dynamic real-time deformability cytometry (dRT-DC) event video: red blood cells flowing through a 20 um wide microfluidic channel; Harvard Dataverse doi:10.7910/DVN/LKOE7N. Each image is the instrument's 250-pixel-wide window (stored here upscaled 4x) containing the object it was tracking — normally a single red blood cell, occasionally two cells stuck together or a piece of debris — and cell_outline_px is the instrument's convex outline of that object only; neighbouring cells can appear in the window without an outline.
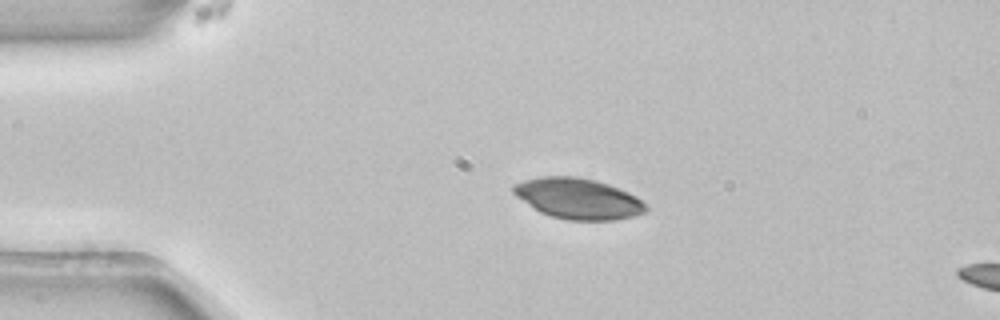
{"species": "common noctule bat (a hibernating species)", "species_latin": "Nyctalus noctula", "temperature_condition": "room temperature", "stored_images_in_passage": 2, "camera_frame_rate_fps": 3000, "um_per_image_px": 0.085, "animal": {"sex": "female", "body_mass_g": 22.7, "forearm_length_mm": 54.2}, "frame": {"image": 1, "passage_image": 1, "time_ms": 0.0, "image_size_px": [1000, 320], "cell_outline_px": [[648, 208], [644, 212], [636, 216], [616, 220], [568, 220], [552, 216], [540, 212], [532, 208], [516, 196], [512, 192], [512, 184], [524, 180], [540, 176], [576, 176], [596, 180], [608, 184], [628, 192], [636, 196]], "centroid_in_image_um": [49.11, 16.87], "position_along_channel_um": 35.9, "area_um2": 31.56}}